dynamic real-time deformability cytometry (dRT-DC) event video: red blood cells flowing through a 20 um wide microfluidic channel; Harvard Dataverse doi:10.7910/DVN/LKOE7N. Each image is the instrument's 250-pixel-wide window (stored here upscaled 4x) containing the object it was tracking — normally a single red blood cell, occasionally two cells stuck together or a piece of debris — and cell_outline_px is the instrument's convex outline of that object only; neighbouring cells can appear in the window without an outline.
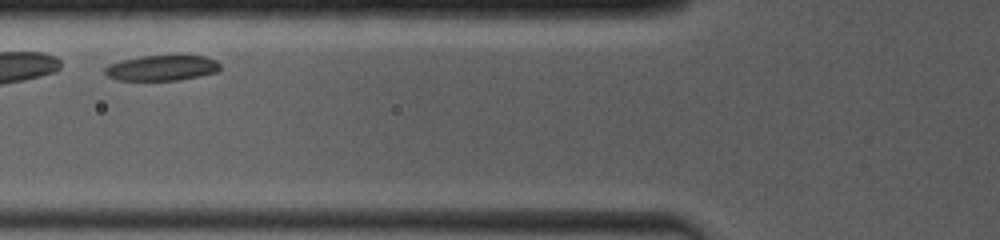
{"species": "common noctule bat (a hibernating species)", "species_latin": "Nyctalus noctula", "temperature_condition": "room temperature", "stored_images_in_passage": 22, "camera_frame_rate_fps": 4000, "um_per_image_px": 0.085, "animal": {"sex": "female", "body_mass_g": 19.0, "forearm_length_mm": 53.3}, "frame": {"image": 1, "passage_image": 4, "time_ms": 1.25, "image_size_px": [1000, 240], "cell_outline_px": [[220, 68], [216, 72], [176, 80], [116, 80], [108, 76], [104, 72], [104, 68], [108, 64], [140, 56], [172, 52], [180, 52], [204, 56], [216, 60], [220, 64]], "centroid_in_image_um": [13.78, 5.71], "position_along_channel_um": 112.0, "area_um2": 17.86}}
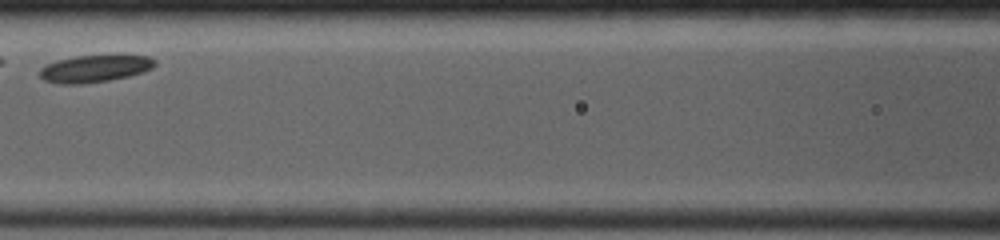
{"frame": {"image": 2, "passage_image": 7, "time_ms": 2.5, "image_size_px": [1000, 240], "cell_outline_px": [[156, 64], [152, 68], [144, 72], [128, 76], [108, 80], [84, 84], [60, 84], [44, 80], [40, 76], [40, 68], [56, 60], [76, 56], [148, 56], [156, 60]], "centroid_in_image_um": [8.04, 5.84], "position_along_channel_um": 158.6, "area_um2": 18.03}}
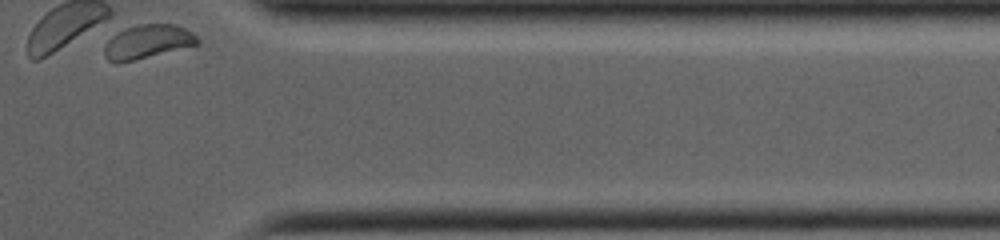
{"frame": {"image": 3, "passage_image": 22, "time_ms": 9.0, "image_size_px": [1000, 240], "cell_outline_px": [[200, 44], [116, 64], [108, 60], [104, 56], [104, 48], [108, 40], [120, 24], [176, 24], [192, 32], [200, 40]], "centroid_in_image_um": [12.47, 3.5], "position_along_channel_um": 398.9, "area_um2": 18.96}}